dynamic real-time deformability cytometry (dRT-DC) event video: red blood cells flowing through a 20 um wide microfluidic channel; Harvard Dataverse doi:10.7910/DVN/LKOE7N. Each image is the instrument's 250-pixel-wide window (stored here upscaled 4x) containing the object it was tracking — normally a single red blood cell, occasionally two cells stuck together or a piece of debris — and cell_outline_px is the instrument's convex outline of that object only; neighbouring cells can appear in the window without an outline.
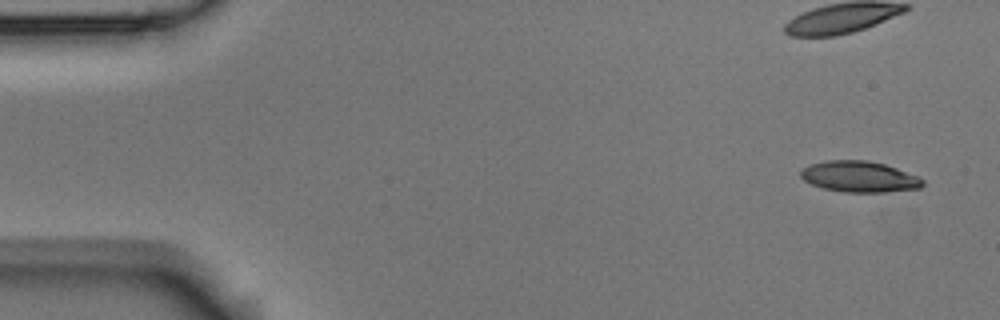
{"species": "Egyptian fruit bat (a non-hibernating species)", "species_latin": "Rousettus aegyptiacus", "temperature_condition": "room temperature", "stored_images_in_passage": 4, "camera_frame_rate_fps": 3000, "um_per_image_px": 0.085, "animal": {"sex": "male"}, "frame": {"image": 1, "passage_image": 1, "time_ms": 0.0, "image_size_px": [1000, 320], "cell_outline_px": [[924, 184], [920, 188], [884, 192], [844, 192], [824, 188], [812, 184], [804, 180], [800, 176], [800, 172], [804, 168], [812, 164], [828, 160], [868, 160], [884, 164], [920, 176], [924, 180]], "centroid_in_image_um": [73.08, 15.02], "position_along_channel_um": 11.9, "area_um2": 21.96}}